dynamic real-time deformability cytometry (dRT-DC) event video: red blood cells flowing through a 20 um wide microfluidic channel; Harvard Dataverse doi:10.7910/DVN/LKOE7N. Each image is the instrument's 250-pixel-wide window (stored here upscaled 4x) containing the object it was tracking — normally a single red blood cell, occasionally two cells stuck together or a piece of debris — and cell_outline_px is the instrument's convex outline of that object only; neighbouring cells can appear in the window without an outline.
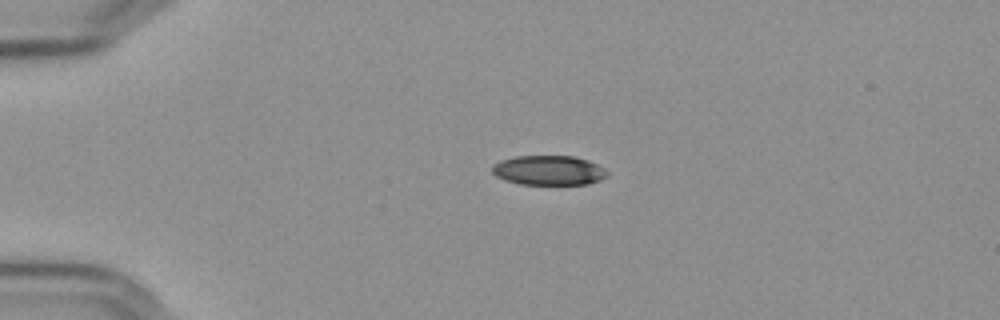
{"species": "Egyptian fruit bat (a non-hibernating species)", "species_latin": "Rousettus aegyptiacus", "temperature_condition": "cold", "stored_images_in_passage": 44, "camera_frame_rate_fps": 3000, "um_per_image_px": 0.085, "frame": {"image": 1, "passage_image": 1, "time_ms": 0.0, "image_size_px": [1000, 320], "cell_outline_px": [[608, 176], [600, 180], [588, 184], [520, 184], [504, 180], [496, 176], [492, 172], [492, 164], [500, 160], [516, 156], [572, 156], [588, 160], [604, 168], [608, 172]], "centroid_in_image_um": [46.63, 14.48], "position_along_channel_um": 38.4, "area_um2": 19.94}}
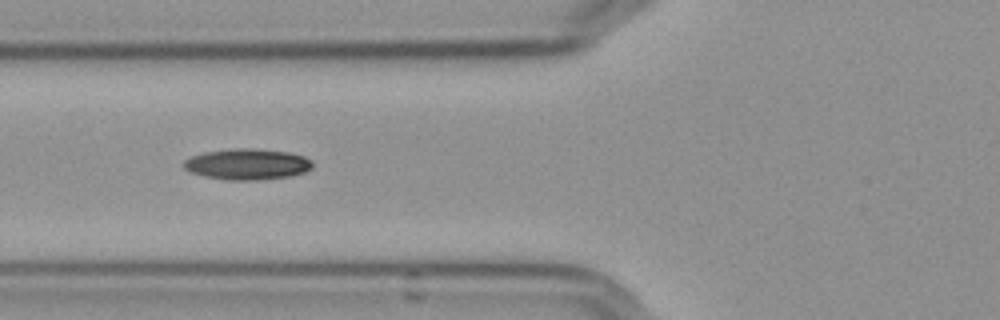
{"frame": {"image": 2, "passage_image": 10, "time_ms": 3.0, "image_size_px": [1000, 320], "cell_outline_px": [[312, 168], [304, 172], [292, 176], [252, 180], [228, 180], [204, 176], [192, 172], [184, 168], [184, 160], [192, 156], [204, 152], [236, 148], [256, 148], [288, 152], [304, 156], [312, 160]], "centroid_in_image_um": [21.04, 13.95], "position_along_channel_um": 104.8, "area_um2": 23.18}}
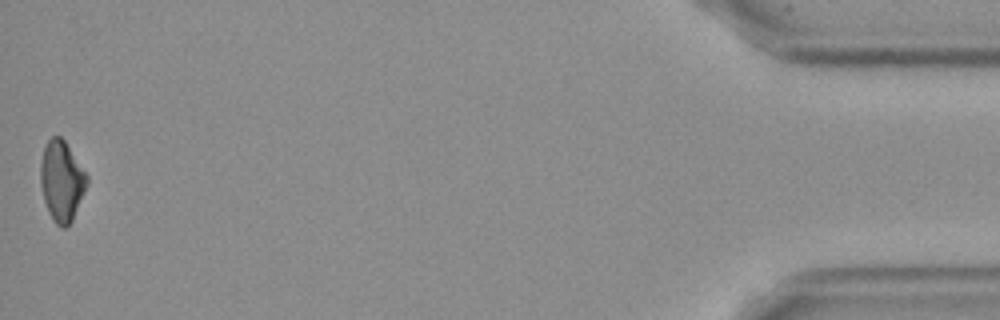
{"frame": {"image": 3, "passage_image": 44, "time_ms": 14.333, "image_size_px": [1000, 320], "cell_outline_px": [[88, 184], [72, 220], [64, 228], [60, 228], [52, 220], [48, 212], [44, 200], [40, 184], [40, 164], [44, 148], [48, 140], [52, 136], [60, 136], [64, 140], [88, 176]], "centroid_in_image_um": [5.23, 15.4], "position_along_channel_um": 430.0, "area_um2": 21.68}, "authors_computed_cell_mechanics": {"area_um2": 21.7906, "velocity_mm_per_s": 3.6302, "shape_relaxation_time_tau1_ms": 7.8366, "shape_relaxation_time_tau2_ms": null, "deformation_change_tau1": 0.1741, "deformation_change_tau2": null}}